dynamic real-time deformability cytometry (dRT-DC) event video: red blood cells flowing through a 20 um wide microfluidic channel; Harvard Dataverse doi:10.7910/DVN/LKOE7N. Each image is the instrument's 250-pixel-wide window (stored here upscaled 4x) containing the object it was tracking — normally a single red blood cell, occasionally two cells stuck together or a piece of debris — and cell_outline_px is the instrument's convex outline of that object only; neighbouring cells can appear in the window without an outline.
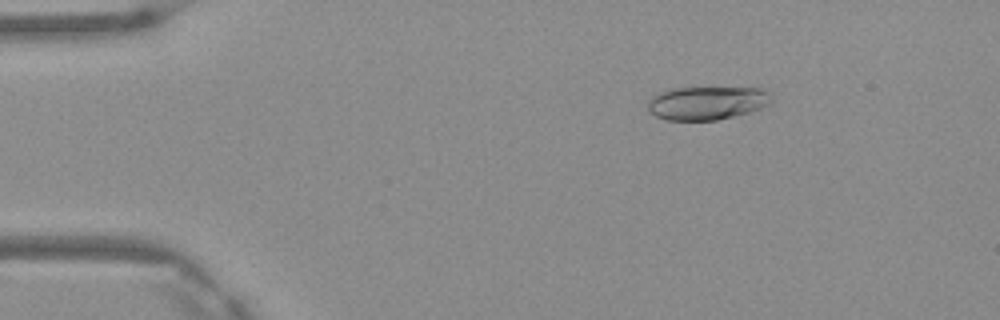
{"species": "Egyptian fruit bat (a non-hibernating species)", "species_latin": "Rousettus aegyptiacus", "temperature_condition": "warm", "stored_images_in_passage": 4, "camera_frame_rate_fps": 3000, "um_per_image_px": 0.085, "frame": {"image": 1, "passage_image": 1, "time_ms": 0.0, "image_size_px": [1000, 320], "cell_outline_px": [[772, 104], [748, 112], [716, 120], [668, 120], [656, 116], [648, 108], [648, 100], [652, 96], [660, 92], [672, 88], [760, 88], [772, 96]], "centroid_in_image_um": [60.09, 8.75], "position_along_channel_um": 24.9, "area_um2": 23.87}}
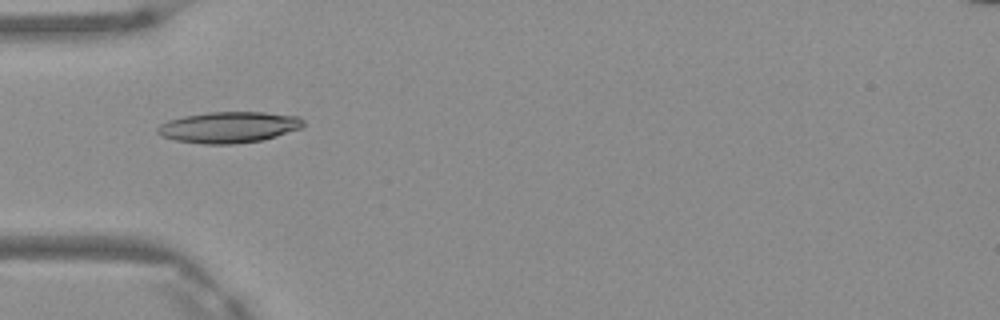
{"frame": {"image": 2, "passage_image": 3, "time_ms": 0.667, "image_size_px": [1000, 320], "cell_outline_px": [[304, 124], [300, 128], [276, 136], [260, 140], [232, 144], [204, 144], [176, 140], [160, 136], [156, 132], [156, 128], [160, 124], [168, 120], [184, 116], [208, 112], [264, 112], [296, 116], [304, 120]], "centroid_in_image_um": [19.4, 10.81], "position_along_channel_um": 65.6, "area_um2": 26.3}}
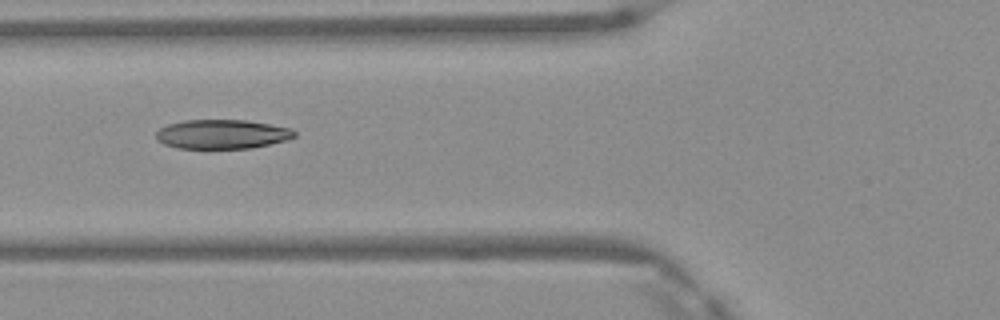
{"frame": {"image": 3, "passage_image": 4, "time_ms": 1.0, "image_size_px": [1000, 320], "cell_outline_px": [[296, 136], [288, 140], [252, 148], [208, 152], [176, 148], [164, 144], [156, 140], [156, 132], [160, 128], [168, 124], [184, 120], [248, 120], [292, 128], [296, 132]], "centroid_in_image_um": [18.85, 11.46], "position_along_channel_um": 106.9, "area_um2": 24.85}}